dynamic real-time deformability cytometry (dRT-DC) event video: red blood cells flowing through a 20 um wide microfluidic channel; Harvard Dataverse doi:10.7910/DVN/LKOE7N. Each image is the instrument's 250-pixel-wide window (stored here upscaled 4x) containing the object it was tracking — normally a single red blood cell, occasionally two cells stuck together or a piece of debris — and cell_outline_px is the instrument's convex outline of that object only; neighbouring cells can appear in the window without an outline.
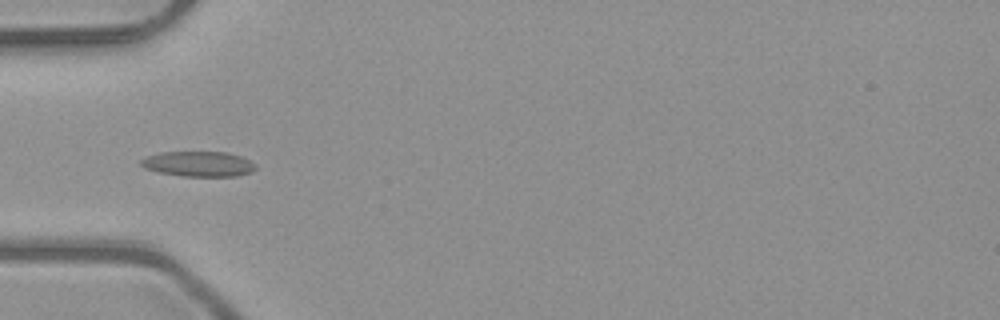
{"species": "common noctule bat (a hibernating species)", "species_latin": "Nyctalus noctula", "temperature_condition": "room temperature", "stored_images_in_passage": 51, "camera_frame_rate_fps": 3000, "um_per_image_px": 0.085, "animal": {"sex": "male", "body_mass_g": 23.1, "forearm_length_mm": 52.7}, "frame": {"image": 1, "passage_image": 17, "time_ms": 5.333, "image_size_px": [1000, 320], "cell_outline_px": [[256, 168], [252, 172], [236, 176], [184, 176], [156, 172], [144, 168], [140, 164], [140, 160], [144, 156], [160, 152], [224, 152], [240, 156], [248, 160]], "centroid_in_image_um": [16.79, 13.93], "position_along_channel_um": 68.2, "area_um2": 16.82}}
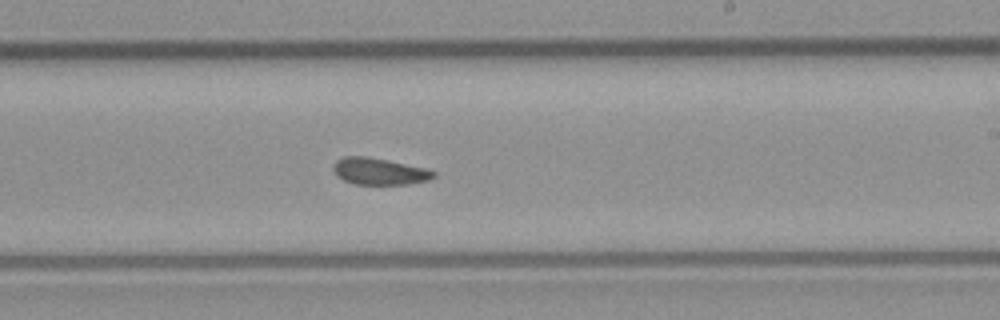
{"frame": {"image": 2, "passage_image": 31, "time_ms": 10.0, "image_size_px": [1000, 320], "cell_outline_px": [[436, 176], [428, 180], [408, 184], [356, 184], [344, 180], [336, 176], [332, 168], [336, 160], [344, 156], [368, 156], [388, 160], [424, 168], [436, 172]], "centroid_in_image_um": [32.21, 14.56], "position_along_channel_um": 256.8, "area_um2": 15.61}}
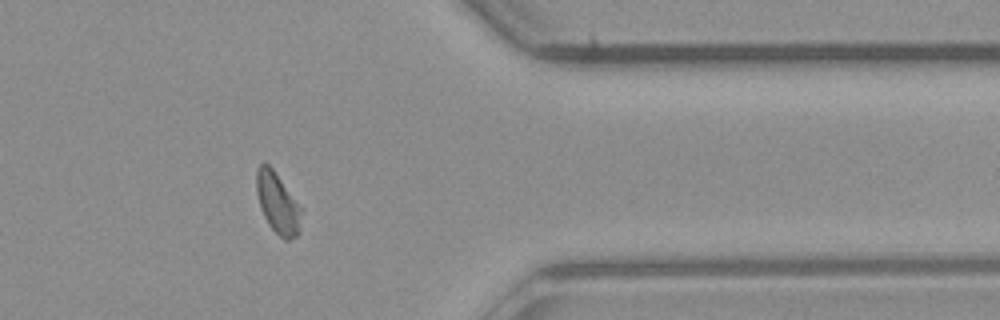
{"frame": {"image": 3, "passage_image": 42, "time_ms": 13.667, "image_size_px": [1000, 320], "cell_outline_px": [[300, 212], [296, 236], [288, 240], [284, 240], [268, 224], [260, 208], [256, 192], [256, 168], [260, 164], [268, 164], [272, 168], [300, 208]], "centroid_in_image_um": [23.52, 17.25], "position_along_channel_um": 387.9, "area_um2": 15.14}, "authors_computed_cell_mechanics": {"area_um2": 16.184, "velocity_mm_per_s": 4.0295, "shape_relaxation_time_tau1_ms": null, "shape_relaxation_time_tau2_ms": 2.8172, "deformation_change_tau1": null, "deformation_change_tau2": 0.0889}}